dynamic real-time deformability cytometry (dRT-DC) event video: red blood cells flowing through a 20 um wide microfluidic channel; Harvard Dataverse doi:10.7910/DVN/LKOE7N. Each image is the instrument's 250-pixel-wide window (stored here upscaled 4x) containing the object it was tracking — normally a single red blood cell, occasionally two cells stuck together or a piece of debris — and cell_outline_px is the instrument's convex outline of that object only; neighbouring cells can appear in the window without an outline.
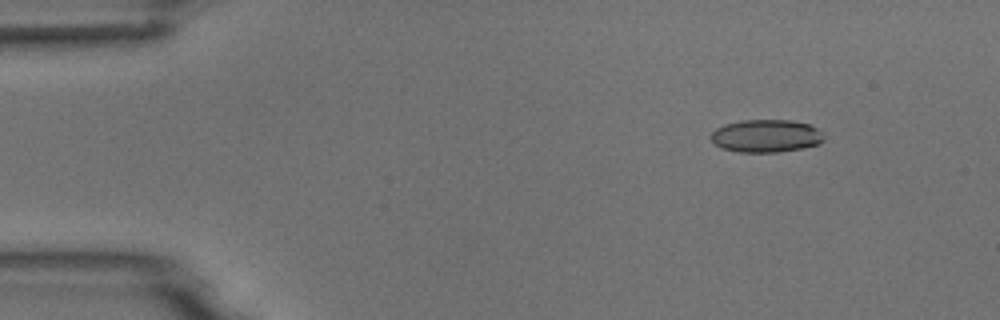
{"species": "common noctule bat (a hibernating species)", "species_latin": "Nyctalus noctula", "temperature_condition": "room temperature", "stored_images_in_passage": 5, "camera_frame_rate_fps": 3000, "um_per_image_px": 0.085, "animal": {"sex": "male", "body_mass_g": 18.8}, "frame": {"image": 1, "passage_image": 1, "time_ms": 0.0, "image_size_px": [1000, 320], "cell_outline_px": [[824, 140], [820, 144], [804, 148], [780, 152], [740, 152], [720, 148], [708, 136], [716, 128], [724, 124], [740, 120], [792, 120], [808, 124], [816, 128], [824, 136]], "centroid_in_image_um": [65.1, 11.56], "position_along_channel_um": 19.9, "area_um2": 21.79}}
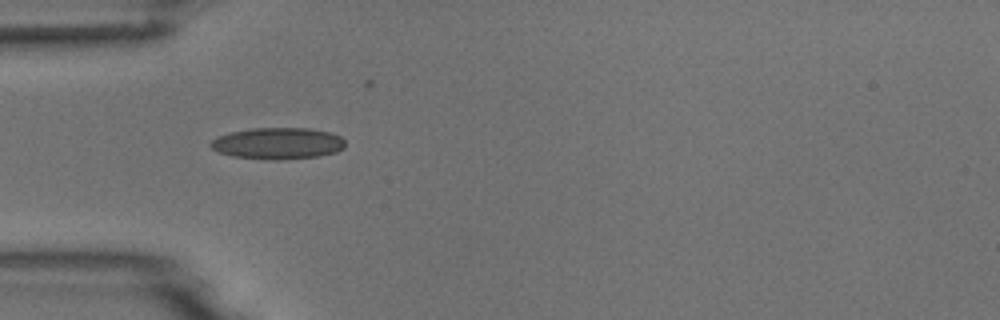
{"frame": {"image": 2, "passage_image": 4, "time_ms": 3.333, "image_size_px": [1000, 320], "cell_outline_px": [[344, 148], [336, 152], [320, 156], [276, 160], [272, 160], [232, 156], [216, 152], [208, 144], [216, 136], [232, 132], [252, 128], [308, 128], [332, 132], [340, 136], [344, 140]], "centroid_in_image_um": [23.6, 12.19], "position_along_channel_um": 61.4, "area_um2": 24.91}}